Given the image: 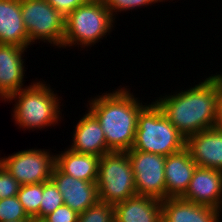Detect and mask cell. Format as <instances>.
Instances as JSON below:
<instances>
[{
  "label": "cell",
  "instance_id": "22",
  "mask_svg": "<svg viewBox=\"0 0 222 222\" xmlns=\"http://www.w3.org/2000/svg\"><path fill=\"white\" fill-rule=\"evenodd\" d=\"M78 222H114V206L98 201L79 214Z\"/></svg>",
  "mask_w": 222,
  "mask_h": 222
},
{
  "label": "cell",
  "instance_id": "31",
  "mask_svg": "<svg viewBox=\"0 0 222 222\" xmlns=\"http://www.w3.org/2000/svg\"><path fill=\"white\" fill-rule=\"evenodd\" d=\"M159 222H167V221L163 217H161Z\"/></svg>",
  "mask_w": 222,
  "mask_h": 222
},
{
  "label": "cell",
  "instance_id": "32",
  "mask_svg": "<svg viewBox=\"0 0 222 222\" xmlns=\"http://www.w3.org/2000/svg\"><path fill=\"white\" fill-rule=\"evenodd\" d=\"M161 2H163V3H165L166 1H168V0H160ZM171 1V0H170ZM173 1V0H172Z\"/></svg>",
  "mask_w": 222,
  "mask_h": 222
},
{
  "label": "cell",
  "instance_id": "29",
  "mask_svg": "<svg viewBox=\"0 0 222 222\" xmlns=\"http://www.w3.org/2000/svg\"><path fill=\"white\" fill-rule=\"evenodd\" d=\"M30 222H47L46 219L44 218H39V217H31Z\"/></svg>",
  "mask_w": 222,
  "mask_h": 222
},
{
  "label": "cell",
  "instance_id": "21",
  "mask_svg": "<svg viewBox=\"0 0 222 222\" xmlns=\"http://www.w3.org/2000/svg\"><path fill=\"white\" fill-rule=\"evenodd\" d=\"M64 205L62 194L52 180L42 182V198L39 213L35 217L45 218Z\"/></svg>",
  "mask_w": 222,
  "mask_h": 222
},
{
  "label": "cell",
  "instance_id": "8",
  "mask_svg": "<svg viewBox=\"0 0 222 222\" xmlns=\"http://www.w3.org/2000/svg\"><path fill=\"white\" fill-rule=\"evenodd\" d=\"M49 150L37 148L21 150L0 157V164L21 185L47 182L51 180L56 154Z\"/></svg>",
  "mask_w": 222,
  "mask_h": 222
},
{
  "label": "cell",
  "instance_id": "1",
  "mask_svg": "<svg viewBox=\"0 0 222 222\" xmlns=\"http://www.w3.org/2000/svg\"><path fill=\"white\" fill-rule=\"evenodd\" d=\"M200 81L188 89L165 93L153 100L186 139L214 128L216 121L219 73L209 74Z\"/></svg>",
  "mask_w": 222,
  "mask_h": 222
},
{
  "label": "cell",
  "instance_id": "14",
  "mask_svg": "<svg viewBox=\"0 0 222 222\" xmlns=\"http://www.w3.org/2000/svg\"><path fill=\"white\" fill-rule=\"evenodd\" d=\"M85 113L74 126L72 145L69 149L99 157L112 152L107 147L104 131L96 117L88 109Z\"/></svg>",
  "mask_w": 222,
  "mask_h": 222
},
{
  "label": "cell",
  "instance_id": "18",
  "mask_svg": "<svg viewBox=\"0 0 222 222\" xmlns=\"http://www.w3.org/2000/svg\"><path fill=\"white\" fill-rule=\"evenodd\" d=\"M0 44L31 47L23 23L20 0H0Z\"/></svg>",
  "mask_w": 222,
  "mask_h": 222
},
{
  "label": "cell",
  "instance_id": "23",
  "mask_svg": "<svg viewBox=\"0 0 222 222\" xmlns=\"http://www.w3.org/2000/svg\"><path fill=\"white\" fill-rule=\"evenodd\" d=\"M30 220L17 196L0 200V222Z\"/></svg>",
  "mask_w": 222,
  "mask_h": 222
},
{
  "label": "cell",
  "instance_id": "9",
  "mask_svg": "<svg viewBox=\"0 0 222 222\" xmlns=\"http://www.w3.org/2000/svg\"><path fill=\"white\" fill-rule=\"evenodd\" d=\"M126 152L130 159L137 195L166 199L164 175L166 156L134 149Z\"/></svg>",
  "mask_w": 222,
  "mask_h": 222
},
{
  "label": "cell",
  "instance_id": "28",
  "mask_svg": "<svg viewBox=\"0 0 222 222\" xmlns=\"http://www.w3.org/2000/svg\"><path fill=\"white\" fill-rule=\"evenodd\" d=\"M214 128L222 130V78L219 75V95L217 99L216 121Z\"/></svg>",
  "mask_w": 222,
  "mask_h": 222
},
{
  "label": "cell",
  "instance_id": "4",
  "mask_svg": "<svg viewBox=\"0 0 222 222\" xmlns=\"http://www.w3.org/2000/svg\"><path fill=\"white\" fill-rule=\"evenodd\" d=\"M114 25L116 27L115 19L103 0H88L65 17L62 48L90 49L107 38Z\"/></svg>",
  "mask_w": 222,
  "mask_h": 222
},
{
  "label": "cell",
  "instance_id": "12",
  "mask_svg": "<svg viewBox=\"0 0 222 222\" xmlns=\"http://www.w3.org/2000/svg\"><path fill=\"white\" fill-rule=\"evenodd\" d=\"M181 198L222 212V171L196 167L188 189Z\"/></svg>",
  "mask_w": 222,
  "mask_h": 222
},
{
  "label": "cell",
  "instance_id": "17",
  "mask_svg": "<svg viewBox=\"0 0 222 222\" xmlns=\"http://www.w3.org/2000/svg\"><path fill=\"white\" fill-rule=\"evenodd\" d=\"M114 206V222H159L162 200L151 196L135 195Z\"/></svg>",
  "mask_w": 222,
  "mask_h": 222
},
{
  "label": "cell",
  "instance_id": "3",
  "mask_svg": "<svg viewBox=\"0 0 222 222\" xmlns=\"http://www.w3.org/2000/svg\"><path fill=\"white\" fill-rule=\"evenodd\" d=\"M36 81V82H35ZM25 88L12 94L5 102L14 103L11 112L15 125L23 131L43 130L58 126L64 118L62 99L44 80H35ZM56 93V94H55ZM14 100V102H12ZM61 100V102H60Z\"/></svg>",
  "mask_w": 222,
  "mask_h": 222
},
{
  "label": "cell",
  "instance_id": "20",
  "mask_svg": "<svg viewBox=\"0 0 222 222\" xmlns=\"http://www.w3.org/2000/svg\"><path fill=\"white\" fill-rule=\"evenodd\" d=\"M17 197L27 215L35 217L40 210L42 183L21 185Z\"/></svg>",
  "mask_w": 222,
  "mask_h": 222
},
{
  "label": "cell",
  "instance_id": "26",
  "mask_svg": "<svg viewBox=\"0 0 222 222\" xmlns=\"http://www.w3.org/2000/svg\"><path fill=\"white\" fill-rule=\"evenodd\" d=\"M78 217L79 213L66 205H62L44 219L47 222H78Z\"/></svg>",
  "mask_w": 222,
  "mask_h": 222
},
{
  "label": "cell",
  "instance_id": "19",
  "mask_svg": "<svg viewBox=\"0 0 222 222\" xmlns=\"http://www.w3.org/2000/svg\"><path fill=\"white\" fill-rule=\"evenodd\" d=\"M55 154V165L77 179L97 182L99 156L75 152L68 147Z\"/></svg>",
  "mask_w": 222,
  "mask_h": 222
},
{
  "label": "cell",
  "instance_id": "30",
  "mask_svg": "<svg viewBox=\"0 0 222 222\" xmlns=\"http://www.w3.org/2000/svg\"><path fill=\"white\" fill-rule=\"evenodd\" d=\"M5 222H30V220L5 221Z\"/></svg>",
  "mask_w": 222,
  "mask_h": 222
},
{
  "label": "cell",
  "instance_id": "27",
  "mask_svg": "<svg viewBox=\"0 0 222 222\" xmlns=\"http://www.w3.org/2000/svg\"><path fill=\"white\" fill-rule=\"evenodd\" d=\"M58 12L66 17L71 11H74L78 6L86 3L88 0H46Z\"/></svg>",
  "mask_w": 222,
  "mask_h": 222
},
{
  "label": "cell",
  "instance_id": "16",
  "mask_svg": "<svg viewBox=\"0 0 222 222\" xmlns=\"http://www.w3.org/2000/svg\"><path fill=\"white\" fill-rule=\"evenodd\" d=\"M222 212L182 198L162 200V217L167 222H221Z\"/></svg>",
  "mask_w": 222,
  "mask_h": 222
},
{
  "label": "cell",
  "instance_id": "2",
  "mask_svg": "<svg viewBox=\"0 0 222 222\" xmlns=\"http://www.w3.org/2000/svg\"><path fill=\"white\" fill-rule=\"evenodd\" d=\"M127 87L119 86L113 91L90 97L89 104H86L102 126L111 151L126 152L132 148L138 114L147 105Z\"/></svg>",
  "mask_w": 222,
  "mask_h": 222
},
{
  "label": "cell",
  "instance_id": "13",
  "mask_svg": "<svg viewBox=\"0 0 222 222\" xmlns=\"http://www.w3.org/2000/svg\"><path fill=\"white\" fill-rule=\"evenodd\" d=\"M186 148L197 167L222 171V130L210 128L191 135Z\"/></svg>",
  "mask_w": 222,
  "mask_h": 222
},
{
  "label": "cell",
  "instance_id": "15",
  "mask_svg": "<svg viewBox=\"0 0 222 222\" xmlns=\"http://www.w3.org/2000/svg\"><path fill=\"white\" fill-rule=\"evenodd\" d=\"M196 167L186 147L166 157L164 166L166 198H181L185 194Z\"/></svg>",
  "mask_w": 222,
  "mask_h": 222
},
{
  "label": "cell",
  "instance_id": "6",
  "mask_svg": "<svg viewBox=\"0 0 222 222\" xmlns=\"http://www.w3.org/2000/svg\"><path fill=\"white\" fill-rule=\"evenodd\" d=\"M99 201L116 204L137 195L134 175L127 152L103 154L98 163Z\"/></svg>",
  "mask_w": 222,
  "mask_h": 222
},
{
  "label": "cell",
  "instance_id": "5",
  "mask_svg": "<svg viewBox=\"0 0 222 222\" xmlns=\"http://www.w3.org/2000/svg\"><path fill=\"white\" fill-rule=\"evenodd\" d=\"M185 147L186 138L154 101L149 102L138 114L137 129L131 149L167 157Z\"/></svg>",
  "mask_w": 222,
  "mask_h": 222
},
{
  "label": "cell",
  "instance_id": "11",
  "mask_svg": "<svg viewBox=\"0 0 222 222\" xmlns=\"http://www.w3.org/2000/svg\"><path fill=\"white\" fill-rule=\"evenodd\" d=\"M51 180L62 194L64 205L79 214L99 201L96 182H88L64 174L56 165Z\"/></svg>",
  "mask_w": 222,
  "mask_h": 222
},
{
  "label": "cell",
  "instance_id": "24",
  "mask_svg": "<svg viewBox=\"0 0 222 222\" xmlns=\"http://www.w3.org/2000/svg\"><path fill=\"white\" fill-rule=\"evenodd\" d=\"M106 8L110 11L114 19L118 13L140 9L141 7L153 6V4L160 3V0H103ZM117 14V15H116Z\"/></svg>",
  "mask_w": 222,
  "mask_h": 222
},
{
  "label": "cell",
  "instance_id": "25",
  "mask_svg": "<svg viewBox=\"0 0 222 222\" xmlns=\"http://www.w3.org/2000/svg\"><path fill=\"white\" fill-rule=\"evenodd\" d=\"M21 184L0 164V200L17 196Z\"/></svg>",
  "mask_w": 222,
  "mask_h": 222
},
{
  "label": "cell",
  "instance_id": "7",
  "mask_svg": "<svg viewBox=\"0 0 222 222\" xmlns=\"http://www.w3.org/2000/svg\"><path fill=\"white\" fill-rule=\"evenodd\" d=\"M20 7L31 45L42 41L56 49L62 48L65 17L60 12L46 0H20Z\"/></svg>",
  "mask_w": 222,
  "mask_h": 222
},
{
  "label": "cell",
  "instance_id": "10",
  "mask_svg": "<svg viewBox=\"0 0 222 222\" xmlns=\"http://www.w3.org/2000/svg\"><path fill=\"white\" fill-rule=\"evenodd\" d=\"M28 48L0 44V101L25 88V52Z\"/></svg>",
  "mask_w": 222,
  "mask_h": 222
}]
</instances>
